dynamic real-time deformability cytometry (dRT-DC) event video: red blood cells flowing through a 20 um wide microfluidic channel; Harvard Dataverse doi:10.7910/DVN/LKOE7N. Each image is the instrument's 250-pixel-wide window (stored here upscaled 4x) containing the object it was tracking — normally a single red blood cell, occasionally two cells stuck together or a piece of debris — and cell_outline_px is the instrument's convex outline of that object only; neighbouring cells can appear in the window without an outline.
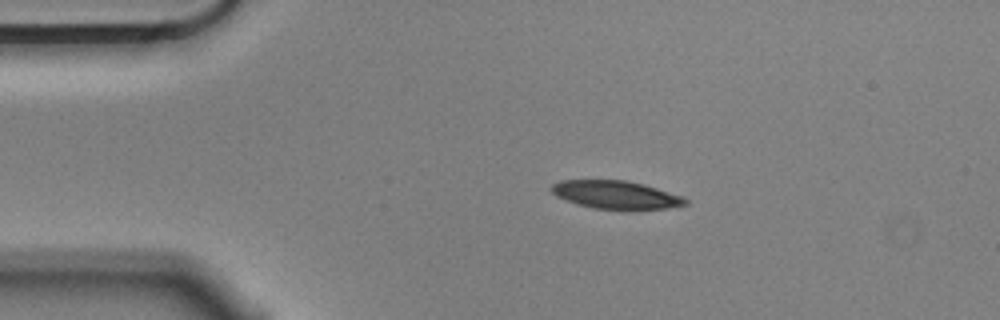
{"species": "Egyptian fruit bat (a non-hibernating species)", "species_latin": "Rousettus aegyptiacus", "temperature_condition": "cold", "stored_images_in_passage": 28, "camera_frame_rate_fps": 3000, "um_per_image_px": 0.085, "animal": {"sex": "male"}, "frame": {"image": 1, "passage_image": 1, "time_ms": 0.0, "image_size_px": [1000, 320], "cell_outline_px": [[688, 204], [664, 208], [592, 208], [576, 204], [556, 196], [552, 192], [552, 184], [560, 180], [624, 180], [644, 184], [680, 196], [688, 200]], "centroid_in_image_um": [52.29, 16.53], "position_along_channel_um": 32.7, "area_um2": 21.33}}
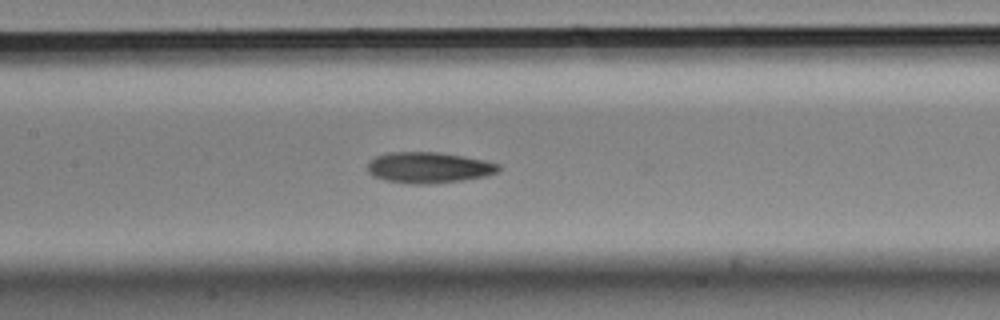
{"frame": {"image": 2, "passage_image": 16, "time_ms": 5.0, "image_size_px": [1000, 320], "cell_outline_px": [[500, 168], [496, 172], [484, 176], [464, 180], [432, 184], [412, 184], [388, 180], [372, 176], [368, 172], [368, 160], [376, 156], [388, 152], [436, 152], [484, 160], [500, 164]], "centroid_in_image_um": [36.41, 14.24], "position_along_channel_um": 171.0, "area_um2": 23.52}}
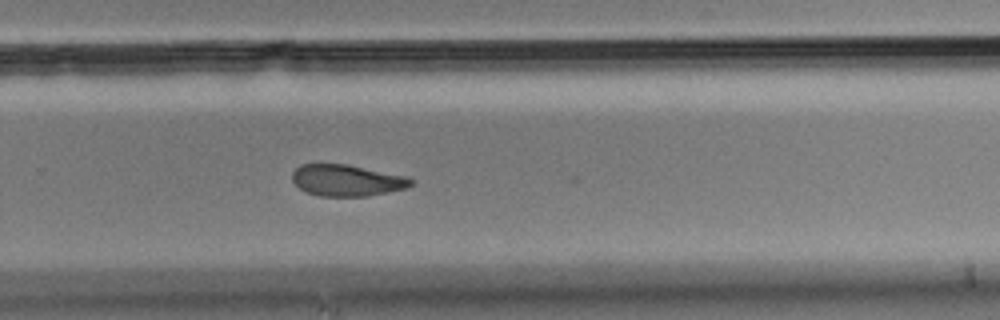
{"frame": {"image": 3, "passage_image": 27, "time_ms": 8.667, "image_size_px": [1000, 320], "cell_outline_px": [[412, 184], [404, 188], [368, 196], [320, 196], [308, 192], [300, 188], [292, 180], [292, 172], [300, 164], [348, 164], [404, 176], [412, 180]], "centroid_in_image_um": [29.43, 15.32], "position_along_channel_um": 300.4, "area_um2": 21.44}}